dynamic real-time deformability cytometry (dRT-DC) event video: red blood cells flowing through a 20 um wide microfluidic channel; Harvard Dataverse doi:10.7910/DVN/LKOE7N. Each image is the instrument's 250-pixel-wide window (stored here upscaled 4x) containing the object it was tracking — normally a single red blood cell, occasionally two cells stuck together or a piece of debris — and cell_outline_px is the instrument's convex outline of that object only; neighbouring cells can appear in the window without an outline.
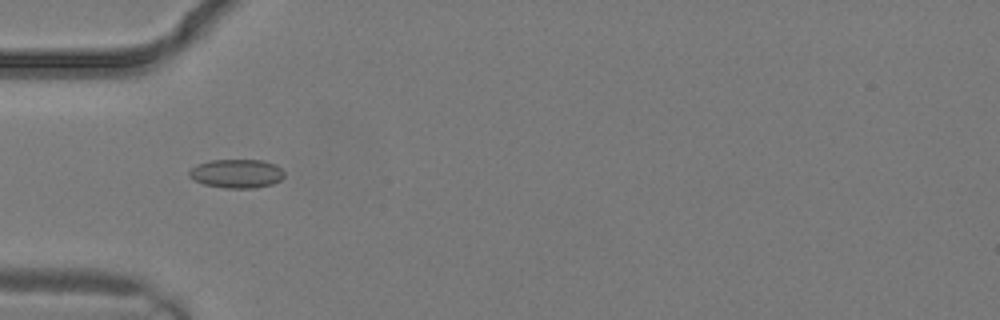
{"species": "common noctule bat (a hibernating species)", "species_latin": "Nyctalus noctula", "temperature_condition": "warm", "stored_images_in_passage": 3, "camera_frame_rate_fps": 3000, "um_per_image_px": 0.085, "animal": {"sex": "male", "body_mass_g": 19.2, "forearm_length_mm": 51.8}, "frame": {"image": 1, "passage_image": 3, "time_ms": 0.667, "image_size_px": [1000, 320], "cell_outline_px": [[284, 176], [280, 180], [272, 184], [252, 188], [224, 188], [204, 184], [192, 180], [188, 176], [188, 172], [196, 164], [212, 160], [260, 160], [276, 164], [284, 172]], "centroid_in_image_um": [20.09, 14.75], "position_along_channel_um": 64.9, "area_um2": 16.01}}